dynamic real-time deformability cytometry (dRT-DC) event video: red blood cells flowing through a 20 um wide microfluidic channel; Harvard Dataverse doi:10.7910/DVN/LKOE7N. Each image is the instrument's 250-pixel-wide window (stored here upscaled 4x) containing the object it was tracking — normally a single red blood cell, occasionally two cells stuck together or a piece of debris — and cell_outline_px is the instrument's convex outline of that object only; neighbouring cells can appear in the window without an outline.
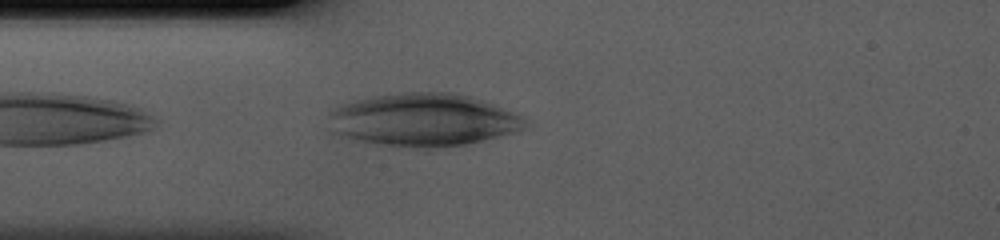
{"species": "human", "species_latin": "Homo sapiens", "temperature_condition": "cold", "stored_images_in_passage": 29, "camera_frame_rate_fps": 3000, "um_per_image_px": 0.085, "donor": {"sex": "male"}, "frame": {"image": 1, "passage_image": 2, "time_ms": 0.333, "image_size_px": [1000, 240], "cell_outline_px": [[524, 120], [520, 128], [512, 132], [464, 144], [376, 144], [352, 140], [328, 132], [328, 112], [336, 104], [376, 96], [404, 92], [452, 92], [468, 96], [500, 108], [520, 116]], "centroid_in_image_um": [35.74, 10.14], "position_along_channel_um": 49.3, "area_um2": 58.61}}
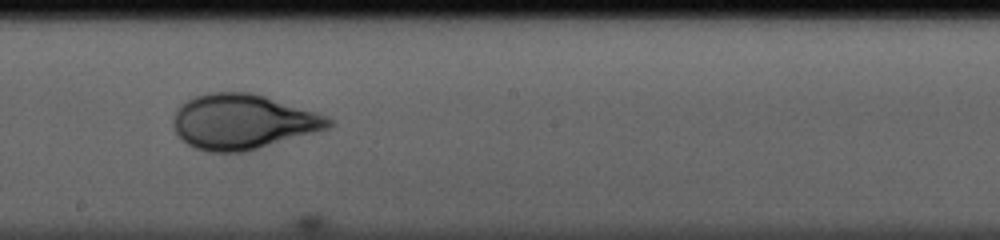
{"frame": {"image": 2, "passage_image": 15, "time_ms": 4.667, "image_size_px": [1000, 240], "cell_outline_px": [[336, 124], [328, 128], [244, 152], [208, 152], [196, 148], [188, 144], [176, 132], [172, 124], [172, 120], [180, 104], [192, 96], [208, 92], [252, 92], [324, 116], [332, 120]], "centroid_in_image_um": [20.56, 10.34], "position_along_channel_um": 227.6, "area_um2": 49.19}}
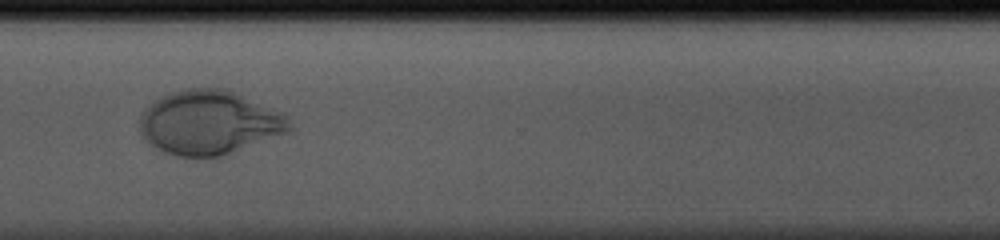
{"frame": {"image": 3, "passage_image": 24, "time_ms": 7.667, "image_size_px": [1000, 240], "cell_outline_px": [[292, 128], [288, 132], [220, 156], [176, 156], [164, 152], [156, 148], [140, 132], [140, 116], [144, 108], [152, 100], [160, 96], [184, 88], [228, 88], [288, 116], [292, 124]], "centroid_in_image_um": [17.76, 10.39], "position_along_channel_um": 352.8, "area_um2": 55.78}}